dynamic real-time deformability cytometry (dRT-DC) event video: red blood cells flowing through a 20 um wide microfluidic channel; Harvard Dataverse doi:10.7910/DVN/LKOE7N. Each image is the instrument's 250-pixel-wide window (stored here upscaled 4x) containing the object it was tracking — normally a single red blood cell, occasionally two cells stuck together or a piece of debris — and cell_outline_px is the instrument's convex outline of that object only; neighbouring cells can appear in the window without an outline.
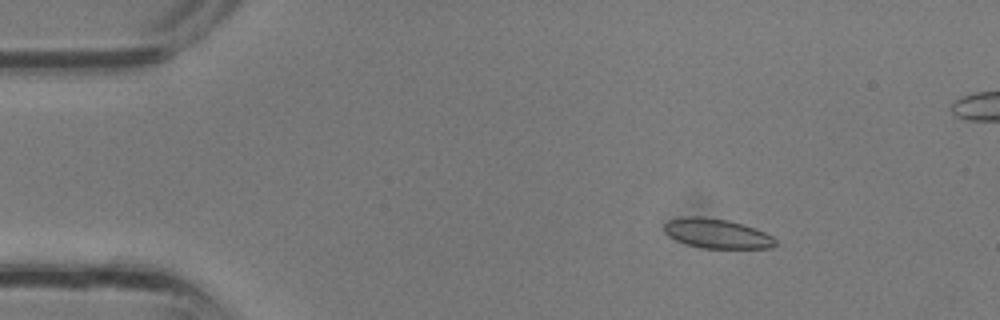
{"species": "common noctule bat (a hibernating species)", "species_latin": "Nyctalus noctula", "temperature_condition": "room temperature", "stored_images_in_passage": 36, "camera_frame_rate_fps": 3000, "um_per_image_px": 0.085, "animal": {"sex": "male", "body_mass_g": 13.3}, "frame": {"image": 1, "passage_image": 6, "time_ms": 1.667, "image_size_px": [1000, 320], "cell_outline_px": [[776, 244], [772, 248], [704, 248], [688, 244], [676, 240], [668, 236], [664, 232], [664, 224], [668, 220], [684, 216], [704, 216], [728, 220], [744, 224], [756, 228], [772, 236], [776, 240]], "centroid_in_image_um": [60.93, 19.83], "position_along_channel_um": 24.1, "area_um2": 19.31}}
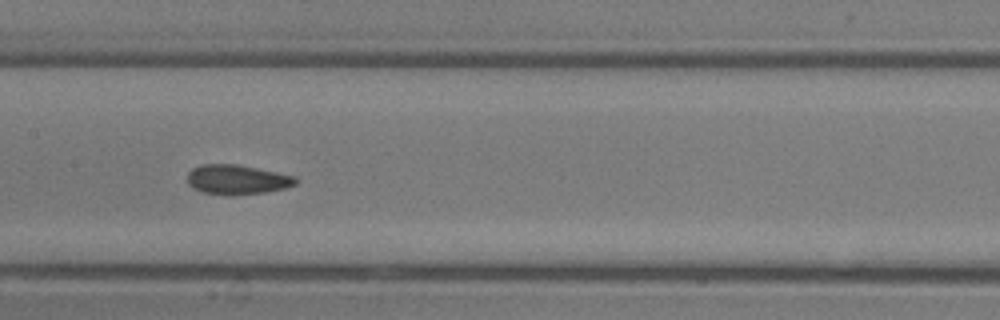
{"frame": {"image": 2, "passage_image": 18, "time_ms": 5.667, "image_size_px": [1000, 320], "cell_outline_px": [[300, 180], [296, 184], [284, 188], [264, 192], [232, 196], [228, 196], [200, 192], [192, 188], [188, 184], [188, 172], [192, 168], [200, 164], [236, 164], [296, 176]], "centroid_in_image_um": [20.13, 15.27], "position_along_channel_um": 187.3, "area_um2": 18.96}}
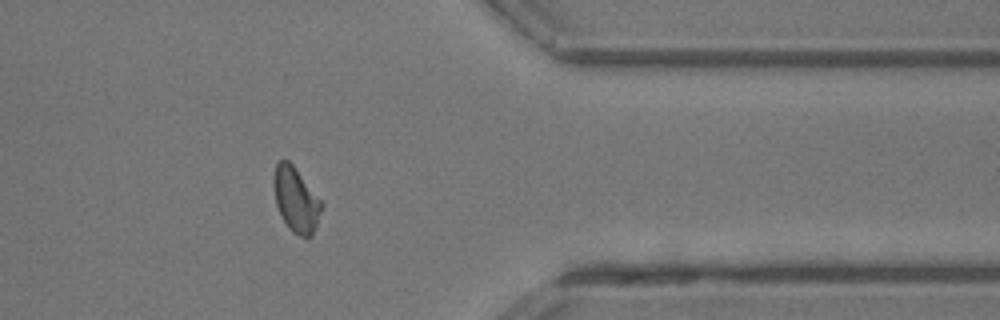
{"frame": {"image": 3, "passage_image": 29, "time_ms": 9.333, "image_size_px": [1000, 320], "cell_outline_px": [[324, 208], [316, 228], [312, 236], [300, 236], [292, 232], [288, 228], [276, 204], [272, 184], [272, 176], [276, 164], [280, 160], [288, 160], [292, 164], [324, 204]], "centroid_in_image_um": [25.16, 16.98], "position_along_channel_um": 386.2, "area_um2": 18.21}}